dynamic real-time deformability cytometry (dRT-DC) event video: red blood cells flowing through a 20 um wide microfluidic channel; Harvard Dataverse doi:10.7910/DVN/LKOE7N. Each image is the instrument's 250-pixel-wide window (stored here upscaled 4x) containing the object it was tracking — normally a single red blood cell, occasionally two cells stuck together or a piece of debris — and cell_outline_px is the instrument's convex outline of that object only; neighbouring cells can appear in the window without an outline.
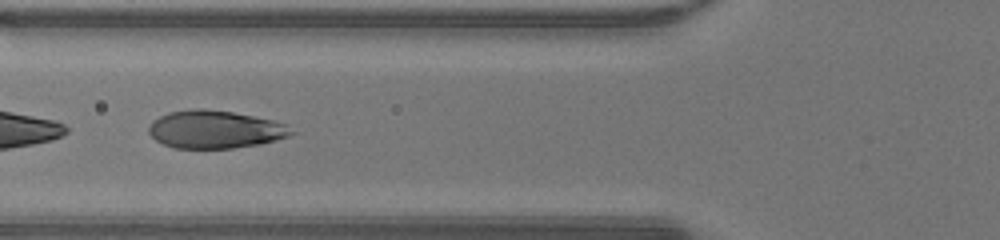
{"species": "human", "species_latin": "Homo sapiens", "temperature_condition": "warm", "stored_images_in_passage": 26, "segment_of_instrument_passage": [2, 2], "camera_frame_rate_fps": 3000, "um_per_image_px": 0.085, "donor": {"sex": "male"}, "frame": {"image": 1, "passage_image": 18, "time_ms": 5.667, "image_size_px": [1000, 240], "cell_outline_px": [[296, 132], [288, 136], [276, 140], [260, 144], [232, 148], [176, 148], [164, 144], [156, 140], [148, 132], [148, 128], [152, 120], [168, 112], [196, 108], [200, 108], [232, 112], [272, 120], [288, 124]], "centroid_in_image_um": [18.29, 11.0], "position_along_channel_um": 107.5, "area_um2": 31.44}}
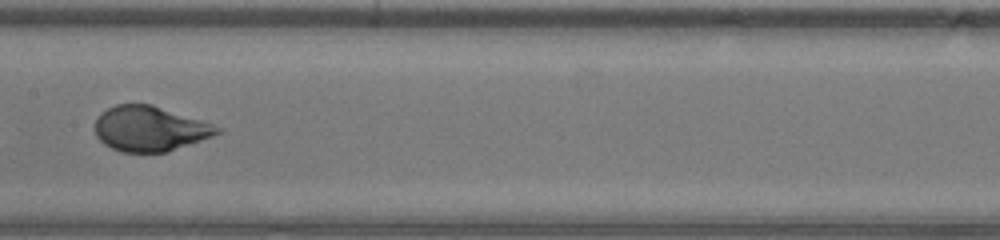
{"frame": {"image": 2, "passage_image": 24, "time_ms": 7.667, "image_size_px": [1000, 240], "cell_outline_px": [[224, 128], [220, 132], [212, 136], [164, 152], [120, 152], [104, 144], [96, 136], [96, 120], [108, 108], [116, 104], [152, 104]], "centroid_in_image_um": [12.72, 10.94], "position_along_channel_um": 194.7, "area_um2": 31.56}}